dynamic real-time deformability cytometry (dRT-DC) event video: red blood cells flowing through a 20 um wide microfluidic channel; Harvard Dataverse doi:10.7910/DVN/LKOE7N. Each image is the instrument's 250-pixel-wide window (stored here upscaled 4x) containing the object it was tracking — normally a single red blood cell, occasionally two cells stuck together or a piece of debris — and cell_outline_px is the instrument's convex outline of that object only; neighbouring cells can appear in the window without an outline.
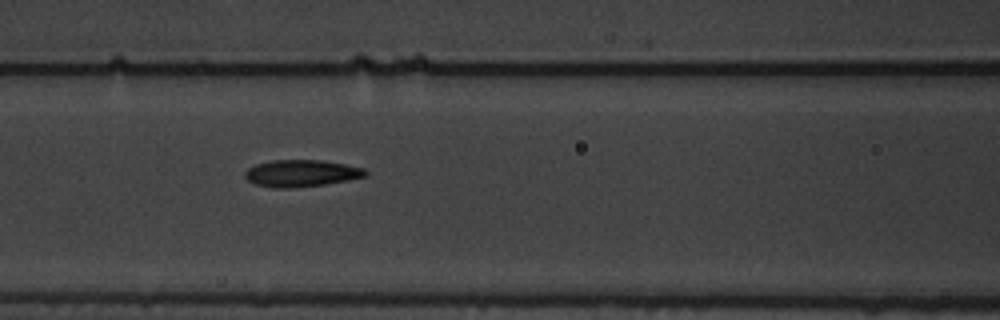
{"species": "common noctule bat (a hibernating species)", "species_latin": "Nyctalus noctula", "temperature_condition": "warm", "stored_images_in_passage": 6, "segment_of_instrument_passage": [1, 2], "camera_frame_rate_fps": 3000, "um_per_image_px": 0.085, "animal": {"sex": "male", "body_mass_g": 19.5, "forearm_length_mm": 54.6}, "frame": {"image": 1, "passage_image": 5, "time_ms": 1.333, "image_size_px": [1000, 320], "cell_outline_px": [[368, 176], [348, 180], [324, 184], [288, 188], [276, 188], [256, 184], [248, 180], [244, 176], [244, 172], [248, 168], [256, 164], [272, 160], [320, 160], [344, 164], [364, 168], [368, 172]], "centroid_in_image_um": [25.62, 14.72], "position_along_channel_um": 141.0, "area_um2": 18.79}}